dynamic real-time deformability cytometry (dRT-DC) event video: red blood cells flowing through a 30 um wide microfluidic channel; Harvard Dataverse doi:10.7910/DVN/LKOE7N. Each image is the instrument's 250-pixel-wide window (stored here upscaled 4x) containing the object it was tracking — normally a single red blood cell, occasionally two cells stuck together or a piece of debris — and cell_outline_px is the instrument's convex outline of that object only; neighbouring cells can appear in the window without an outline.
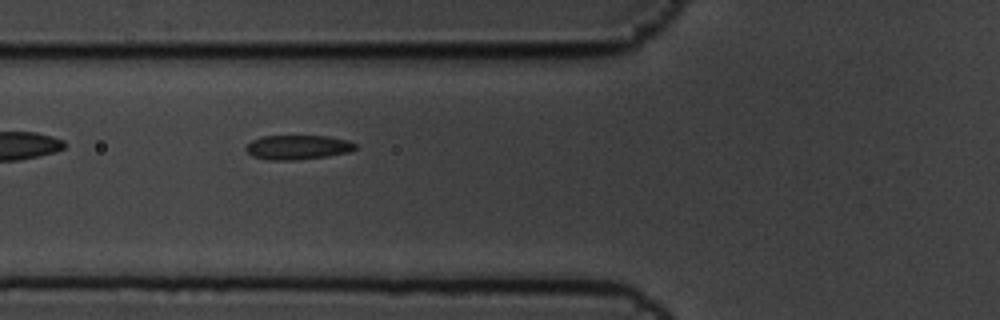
{"species": "common noctule bat (a hibernating species)", "species_latin": "Nyctalus noctula", "temperature_condition": "cold", "stored_images_in_passage": 7, "segment_of_instrument_passage": [2, 2], "camera_frame_rate_fps": 3000, "um_per_image_px": 0.085, "animal": {"sex": "male", "body_mass_g": 19.5, "forearm_length_mm": 54.6}, "frame": {"image": 1, "passage_image": 6, "time_ms": 1.667, "image_size_px": [1000, 320], "cell_outline_px": [[360, 148], [352, 152], [328, 156], [296, 160], [268, 160], [252, 156], [244, 148], [252, 140], [264, 136], [328, 136], [348, 140], [356, 144]], "centroid_in_image_um": [25.37, 12.52], "position_along_channel_um": 100.4, "area_um2": 15.78}}